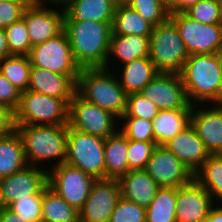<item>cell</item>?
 <instances>
[{
  "instance_id": "cell-50",
  "label": "cell",
  "mask_w": 222,
  "mask_h": 222,
  "mask_svg": "<svg viewBox=\"0 0 222 222\" xmlns=\"http://www.w3.org/2000/svg\"><path fill=\"white\" fill-rule=\"evenodd\" d=\"M130 0H112L116 6L127 5Z\"/></svg>"
},
{
  "instance_id": "cell-22",
  "label": "cell",
  "mask_w": 222,
  "mask_h": 222,
  "mask_svg": "<svg viewBox=\"0 0 222 222\" xmlns=\"http://www.w3.org/2000/svg\"><path fill=\"white\" fill-rule=\"evenodd\" d=\"M63 8L64 21L113 22L116 5L112 0H69Z\"/></svg>"
},
{
  "instance_id": "cell-45",
  "label": "cell",
  "mask_w": 222,
  "mask_h": 222,
  "mask_svg": "<svg viewBox=\"0 0 222 222\" xmlns=\"http://www.w3.org/2000/svg\"><path fill=\"white\" fill-rule=\"evenodd\" d=\"M0 222H25L8 207H0Z\"/></svg>"
},
{
  "instance_id": "cell-47",
  "label": "cell",
  "mask_w": 222,
  "mask_h": 222,
  "mask_svg": "<svg viewBox=\"0 0 222 222\" xmlns=\"http://www.w3.org/2000/svg\"><path fill=\"white\" fill-rule=\"evenodd\" d=\"M10 55L5 29L0 28V61Z\"/></svg>"
},
{
  "instance_id": "cell-17",
  "label": "cell",
  "mask_w": 222,
  "mask_h": 222,
  "mask_svg": "<svg viewBox=\"0 0 222 222\" xmlns=\"http://www.w3.org/2000/svg\"><path fill=\"white\" fill-rule=\"evenodd\" d=\"M191 125L210 155L222 154V104L193 105Z\"/></svg>"
},
{
  "instance_id": "cell-53",
  "label": "cell",
  "mask_w": 222,
  "mask_h": 222,
  "mask_svg": "<svg viewBox=\"0 0 222 222\" xmlns=\"http://www.w3.org/2000/svg\"><path fill=\"white\" fill-rule=\"evenodd\" d=\"M221 19H222V2H221Z\"/></svg>"
},
{
  "instance_id": "cell-13",
  "label": "cell",
  "mask_w": 222,
  "mask_h": 222,
  "mask_svg": "<svg viewBox=\"0 0 222 222\" xmlns=\"http://www.w3.org/2000/svg\"><path fill=\"white\" fill-rule=\"evenodd\" d=\"M159 110L192 109L180 74L158 73L140 92Z\"/></svg>"
},
{
  "instance_id": "cell-31",
  "label": "cell",
  "mask_w": 222,
  "mask_h": 222,
  "mask_svg": "<svg viewBox=\"0 0 222 222\" xmlns=\"http://www.w3.org/2000/svg\"><path fill=\"white\" fill-rule=\"evenodd\" d=\"M177 188L160 187L146 208V222H176Z\"/></svg>"
},
{
  "instance_id": "cell-27",
  "label": "cell",
  "mask_w": 222,
  "mask_h": 222,
  "mask_svg": "<svg viewBox=\"0 0 222 222\" xmlns=\"http://www.w3.org/2000/svg\"><path fill=\"white\" fill-rule=\"evenodd\" d=\"M25 166L24 145L16 128L0 135V178L10 176Z\"/></svg>"
},
{
  "instance_id": "cell-26",
  "label": "cell",
  "mask_w": 222,
  "mask_h": 222,
  "mask_svg": "<svg viewBox=\"0 0 222 222\" xmlns=\"http://www.w3.org/2000/svg\"><path fill=\"white\" fill-rule=\"evenodd\" d=\"M127 150L128 139L119 129L105 139V179H119L130 171Z\"/></svg>"
},
{
  "instance_id": "cell-12",
  "label": "cell",
  "mask_w": 222,
  "mask_h": 222,
  "mask_svg": "<svg viewBox=\"0 0 222 222\" xmlns=\"http://www.w3.org/2000/svg\"><path fill=\"white\" fill-rule=\"evenodd\" d=\"M121 198L118 179H97L90 194L79 210L80 222H109Z\"/></svg>"
},
{
  "instance_id": "cell-48",
  "label": "cell",
  "mask_w": 222,
  "mask_h": 222,
  "mask_svg": "<svg viewBox=\"0 0 222 222\" xmlns=\"http://www.w3.org/2000/svg\"><path fill=\"white\" fill-rule=\"evenodd\" d=\"M68 1L69 0H43V6H46V5H48V3L49 4L51 3V5H53L55 7L58 6V9H59L60 6L63 7ZM45 3H46V5H45Z\"/></svg>"
},
{
  "instance_id": "cell-49",
  "label": "cell",
  "mask_w": 222,
  "mask_h": 222,
  "mask_svg": "<svg viewBox=\"0 0 222 222\" xmlns=\"http://www.w3.org/2000/svg\"><path fill=\"white\" fill-rule=\"evenodd\" d=\"M26 7L43 6V0H20Z\"/></svg>"
},
{
  "instance_id": "cell-28",
  "label": "cell",
  "mask_w": 222,
  "mask_h": 222,
  "mask_svg": "<svg viewBox=\"0 0 222 222\" xmlns=\"http://www.w3.org/2000/svg\"><path fill=\"white\" fill-rule=\"evenodd\" d=\"M153 25L143 19L128 5L116 6L112 23V35L150 36Z\"/></svg>"
},
{
  "instance_id": "cell-32",
  "label": "cell",
  "mask_w": 222,
  "mask_h": 222,
  "mask_svg": "<svg viewBox=\"0 0 222 222\" xmlns=\"http://www.w3.org/2000/svg\"><path fill=\"white\" fill-rule=\"evenodd\" d=\"M31 67L26 55H10L0 61V72L21 92L28 89Z\"/></svg>"
},
{
  "instance_id": "cell-15",
  "label": "cell",
  "mask_w": 222,
  "mask_h": 222,
  "mask_svg": "<svg viewBox=\"0 0 222 222\" xmlns=\"http://www.w3.org/2000/svg\"><path fill=\"white\" fill-rule=\"evenodd\" d=\"M145 171L160 187H181L194 179V174L164 145H157Z\"/></svg>"
},
{
  "instance_id": "cell-3",
  "label": "cell",
  "mask_w": 222,
  "mask_h": 222,
  "mask_svg": "<svg viewBox=\"0 0 222 222\" xmlns=\"http://www.w3.org/2000/svg\"><path fill=\"white\" fill-rule=\"evenodd\" d=\"M23 145L27 165L43 167L45 161L52 168L65 163L67 156L68 125H15ZM55 159V160H54ZM43 163V165L41 164ZM41 165V167H40Z\"/></svg>"
},
{
  "instance_id": "cell-19",
  "label": "cell",
  "mask_w": 222,
  "mask_h": 222,
  "mask_svg": "<svg viewBox=\"0 0 222 222\" xmlns=\"http://www.w3.org/2000/svg\"><path fill=\"white\" fill-rule=\"evenodd\" d=\"M164 146L170 150L193 174L210 156L203 141L190 124Z\"/></svg>"
},
{
  "instance_id": "cell-10",
  "label": "cell",
  "mask_w": 222,
  "mask_h": 222,
  "mask_svg": "<svg viewBox=\"0 0 222 222\" xmlns=\"http://www.w3.org/2000/svg\"><path fill=\"white\" fill-rule=\"evenodd\" d=\"M68 126L80 132L106 139L118 130L119 119L76 93L69 102Z\"/></svg>"
},
{
  "instance_id": "cell-52",
  "label": "cell",
  "mask_w": 222,
  "mask_h": 222,
  "mask_svg": "<svg viewBox=\"0 0 222 222\" xmlns=\"http://www.w3.org/2000/svg\"><path fill=\"white\" fill-rule=\"evenodd\" d=\"M219 54H220V61H221V71H222V50H221V52H220Z\"/></svg>"
},
{
  "instance_id": "cell-6",
  "label": "cell",
  "mask_w": 222,
  "mask_h": 222,
  "mask_svg": "<svg viewBox=\"0 0 222 222\" xmlns=\"http://www.w3.org/2000/svg\"><path fill=\"white\" fill-rule=\"evenodd\" d=\"M149 58L159 73L180 74L189 54L176 25L168 19L153 27Z\"/></svg>"
},
{
  "instance_id": "cell-33",
  "label": "cell",
  "mask_w": 222,
  "mask_h": 222,
  "mask_svg": "<svg viewBox=\"0 0 222 222\" xmlns=\"http://www.w3.org/2000/svg\"><path fill=\"white\" fill-rule=\"evenodd\" d=\"M127 5L154 27L169 19L168 7L159 0H130Z\"/></svg>"
},
{
  "instance_id": "cell-34",
  "label": "cell",
  "mask_w": 222,
  "mask_h": 222,
  "mask_svg": "<svg viewBox=\"0 0 222 222\" xmlns=\"http://www.w3.org/2000/svg\"><path fill=\"white\" fill-rule=\"evenodd\" d=\"M11 55L28 56L31 50L30 37L25 20L21 18L5 29Z\"/></svg>"
},
{
  "instance_id": "cell-7",
  "label": "cell",
  "mask_w": 222,
  "mask_h": 222,
  "mask_svg": "<svg viewBox=\"0 0 222 222\" xmlns=\"http://www.w3.org/2000/svg\"><path fill=\"white\" fill-rule=\"evenodd\" d=\"M104 144V138L68 126L65 163L90 174L96 180L105 179Z\"/></svg>"
},
{
  "instance_id": "cell-29",
  "label": "cell",
  "mask_w": 222,
  "mask_h": 222,
  "mask_svg": "<svg viewBox=\"0 0 222 222\" xmlns=\"http://www.w3.org/2000/svg\"><path fill=\"white\" fill-rule=\"evenodd\" d=\"M42 222H80L79 211L70 206L48 185L43 190Z\"/></svg>"
},
{
  "instance_id": "cell-8",
  "label": "cell",
  "mask_w": 222,
  "mask_h": 222,
  "mask_svg": "<svg viewBox=\"0 0 222 222\" xmlns=\"http://www.w3.org/2000/svg\"><path fill=\"white\" fill-rule=\"evenodd\" d=\"M28 56L32 67L68 75L78 81L81 68L73 57L72 48L64 30L46 42L32 46Z\"/></svg>"
},
{
  "instance_id": "cell-20",
  "label": "cell",
  "mask_w": 222,
  "mask_h": 222,
  "mask_svg": "<svg viewBox=\"0 0 222 222\" xmlns=\"http://www.w3.org/2000/svg\"><path fill=\"white\" fill-rule=\"evenodd\" d=\"M62 99H73L77 93V82L68 75L54 73L50 70L31 67L28 89Z\"/></svg>"
},
{
  "instance_id": "cell-21",
  "label": "cell",
  "mask_w": 222,
  "mask_h": 222,
  "mask_svg": "<svg viewBox=\"0 0 222 222\" xmlns=\"http://www.w3.org/2000/svg\"><path fill=\"white\" fill-rule=\"evenodd\" d=\"M121 197L140 207L147 208L160 186L145 170H130L118 179Z\"/></svg>"
},
{
  "instance_id": "cell-40",
  "label": "cell",
  "mask_w": 222,
  "mask_h": 222,
  "mask_svg": "<svg viewBox=\"0 0 222 222\" xmlns=\"http://www.w3.org/2000/svg\"><path fill=\"white\" fill-rule=\"evenodd\" d=\"M109 222H146V209L121 197Z\"/></svg>"
},
{
  "instance_id": "cell-9",
  "label": "cell",
  "mask_w": 222,
  "mask_h": 222,
  "mask_svg": "<svg viewBox=\"0 0 222 222\" xmlns=\"http://www.w3.org/2000/svg\"><path fill=\"white\" fill-rule=\"evenodd\" d=\"M189 55L217 54L222 50V24H203L185 13L170 14Z\"/></svg>"
},
{
  "instance_id": "cell-24",
  "label": "cell",
  "mask_w": 222,
  "mask_h": 222,
  "mask_svg": "<svg viewBox=\"0 0 222 222\" xmlns=\"http://www.w3.org/2000/svg\"><path fill=\"white\" fill-rule=\"evenodd\" d=\"M118 69L120 73L116 77L128 95L139 93L159 73L149 57L120 64Z\"/></svg>"
},
{
  "instance_id": "cell-2",
  "label": "cell",
  "mask_w": 222,
  "mask_h": 222,
  "mask_svg": "<svg viewBox=\"0 0 222 222\" xmlns=\"http://www.w3.org/2000/svg\"><path fill=\"white\" fill-rule=\"evenodd\" d=\"M180 75L191 105L205 104V102L222 104V71L219 53L189 55Z\"/></svg>"
},
{
  "instance_id": "cell-18",
  "label": "cell",
  "mask_w": 222,
  "mask_h": 222,
  "mask_svg": "<svg viewBox=\"0 0 222 222\" xmlns=\"http://www.w3.org/2000/svg\"><path fill=\"white\" fill-rule=\"evenodd\" d=\"M60 11L48 6L26 7L22 18L27 25L31 46L44 43L64 30V8Z\"/></svg>"
},
{
  "instance_id": "cell-14",
  "label": "cell",
  "mask_w": 222,
  "mask_h": 222,
  "mask_svg": "<svg viewBox=\"0 0 222 222\" xmlns=\"http://www.w3.org/2000/svg\"><path fill=\"white\" fill-rule=\"evenodd\" d=\"M48 186V171L27 165L16 173L1 178L0 207H8L18 199L43 193Z\"/></svg>"
},
{
  "instance_id": "cell-4",
  "label": "cell",
  "mask_w": 222,
  "mask_h": 222,
  "mask_svg": "<svg viewBox=\"0 0 222 222\" xmlns=\"http://www.w3.org/2000/svg\"><path fill=\"white\" fill-rule=\"evenodd\" d=\"M112 70L106 68L81 69L77 93L86 101L106 110L118 119L126 112L128 94Z\"/></svg>"
},
{
  "instance_id": "cell-25",
  "label": "cell",
  "mask_w": 222,
  "mask_h": 222,
  "mask_svg": "<svg viewBox=\"0 0 222 222\" xmlns=\"http://www.w3.org/2000/svg\"><path fill=\"white\" fill-rule=\"evenodd\" d=\"M192 109L160 110L152 121L154 140L164 145L191 124Z\"/></svg>"
},
{
  "instance_id": "cell-46",
  "label": "cell",
  "mask_w": 222,
  "mask_h": 222,
  "mask_svg": "<svg viewBox=\"0 0 222 222\" xmlns=\"http://www.w3.org/2000/svg\"><path fill=\"white\" fill-rule=\"evenodd\" d=\"M221 205V206H220ZM215 204L202 222H222V204Z\"/></svg>"
},
{
  "instance_id": "cell-37",
  "label": "cell",
  "mask_w": 222,
  "mask_h": 222,
  "mask_svg": "<svg viewBox=\"0 0 222 222\" xmlns=\"http://www.w3.org/2000/svg\"><path fill=\"white\" fill-rule=\"evenodd\" d=\"M184 13L203 24H222L221 2L218 0H200Z\"/></svg>"
},
{
  "instance_id": "cell-23",
  "label": "cell",
  "mask_w": 222,
  "mask_h": 222,
  "mask_svg": "<svg viewBox=\"0 0 222 222\" xmlns=\"http://www.w3.org/2000/svg\"><path fill=\"white\" fill-rule=\"evenodd\" d=\"M149 45L150 36L111 35L109 56L104 68L111 70L109 66L114 61L113 58L121 61L123 65L138 58L148 57Z\"/></svg>"
},
{
  "instance_id": "cell-44",
  "label": "cell",
  "mask_w": 222,
  "mask_h": 222,
  "mask_svg": "<svg viewBox=\"0 0 222 222\" xmlns=\"http://www.w3.org/2000/svg\"><path fill=\"white\" fill-rule=\"evenodd\" d=\"M198 1L200 0H171V5L168 7L169 14L184 13Z\"/></svg>"
},
{
  "instance_id": "cell-1",
  "label": "cell",
  "mask_w": 222,
  "mask_h": 222,
  "mask_svg": "<svg viewBox=\"0 0 222 222\" xmlns=\"http://www.w3.org/2000/svg\"><path fill=\"white\" fill-rule=\"evenodd\" d=\"M113 22L64 21L73 57L81 68H104L110 51Z\"/></svg>"
},
{
  "instance_id": "cell-42",
  "label": "cell",
  "mask_w": 222,
  "mask_h": 222,
  "mask_svg": "<svg viewBox=\"0 0 222 222\" xmlns=\"http://www.w3.org/2000/svg\"><path fill=\"white\" fill-rule=\"evenodd\" d=\"M20 97L21 91L0 72V105L15 112L19 106Z\"/></svg>"
},
{
  "instance_id": "cell-16",
  "label": "cell",
  "mask_w": 222,
  "mask_h": 222,
  "mask_svg": "<svg viewBox=\"0 0 222 222\" xmlns=\"http://www.w3.org/2000/svg\"><path fill=\"white\" fill-rule=\"evenodd\" d=\"M215 204L207 190L193 179L177 188L176 222H202Z\"/></svg>"
},
{
  "instance_id": "cell-41",
  "label": "cell",
  "mask_w": 222,
  "mask_h": 222,
  "mask_svg": "<svg viewBox=\"0 0 222 222\" xmlns=\"http://www.w3.org/2000/svg\"><path fill=\"white\" fill-rule=\"evenodd\" d=\"M26 6L20 0L0 1V28L6 29L23 16Z\"/></svg>"
},
{
  "instance_id": "cell-51",
  "label": "cell",
  "mask_w": 222,
  "mask_h": 222,
  "mask_svg": "<svg viewBox=\"0 0 222 222\" xmlns=\"http://www.w3.org/2000/svg\"><path fill=\"white\" fill-rule=\"evenodd\" d=\"M161 1L163 4H165L167 7H169L171 5V0H159Z\"/></svg>"
},
{
  "instance_id": "cell-39",
  "label": "cell",
  "mask_w": 222,
  "mask_h": 222,
  "mask_svg": "<svg viewBox=\"0 0 222 222\" xmlns=\"http://www.w3.org/2000/svg\"><path fill=\"white\" fill-rule=\"evenodd\" d=\"M159 111L155 103L143 97L140 93H132L127 97V108L122 117H137L153 121Z\"/></svg>"
},
{
  "instance_id": "cell-30",
  "label": "cell",
  "mask_w": 222,
  "mask_h": 222,
  "mask_svg": "<svg viewBox=\"0 0 222 222\" xmlns=\"http://www.w3.org/2000/svg\"><path fill=\"white\" fill-rule=\"evenodd\" d=\"M194 179L207 190L214 203L222 204L221 154L210 155L200 169L194 174Z\"/></svg>"
},
{
  "instance_id": "cell-43",
  "label": "cell",
  "mask_w": 222,
  "mask_h": 222,
  "mask_svg": "<svg viewBox=\"0 0 222 222\" xmlns=\"http://www.w3.org/2000/svg\"><path fill=\"white\" fill-rule=\"evenodd\" d=\"M15 128L14 112L0 105V135L10 133Z\"/></svg>"
},
{
  "instance_id": "cell-35",
  "label": "cell",
  "mask_w": 222,
  "mask_h": 222,
  "mask_svg": "<svg viewBox=\"0 0 222 222\" xmlns=\"http://www.w3.org/2000/svg\"><path fill=\"white\" fill-rule=\"evenodd\" d=\"M119 123V130L128 140L155 142L152 121L137 117H121Z\"/></svg>"
},
{
  "instance_id": "cell-36",
  "label": "cell",
  "mask_w": 222,
  "mask_h": 222,
  "mask_svg": "<svg viewBox=\"0 0 222 222\" xmlns=\"http://www.w3.org/2000/svg\"><path fill=\"white\" fill-rule=\"evenodd\" d=\"M42 200L43 193H36L18 199L8 208L25 222H42Z\"/></svg>"
},
{
  "instance_id": "cell-38",
  "label": "cell",
  "mask_w": 222,
  "mask_h": 222,
  "mask_svg": "<svg viewBox=\"0 0 222 222\" xmlns=\"http://www.w3.org/2000/svg\"><path fill=\"white\" fill-rule=\"evenodd\" d=\"M157 144L128 140L127 162L129 170H145Z\"/></svg>"
},
{
  "instance_id": "cell-5",
  "label": "cell",
  "mask_w": 222,
  "mask_h": 222,
  "mask_svg": "<svg viewBox=\"0 0 222 222\" xmlns=\"http://www.w3.org/2000/svg\"><path fill=\"white\" fill-rule=\"evenodd\" d=\"M71 99L26 90L14 112L15 125H68Z\"/></svg>"
},
{
  "instance_id": "cell-11",
  "label": "cell",
  "mask_w": 222,
  "mask_h": 222,
  "mask_svg": "<svg viewBox=\"0 0 222 222\" xmlns=\"http://www.w3.org/2000/svg\"><path fill=\"white\" fill-rule=\"evenodd\" d=\"M95 181L90 174L67 163L48 169L49 187L78 211L85 204Z\"/></svg>"
}]
</instances>
